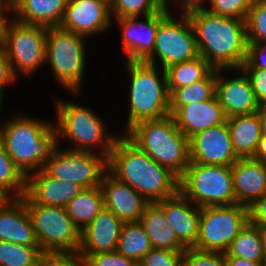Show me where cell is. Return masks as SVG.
<instances>
[{"label":"cell","mask_w":266,"mask_h":266,"mask_svg":"<svg viewBox=\"0 0 266 266\" xmlns=\"http://www.w3.org/2000/svg\"><path fill=\"white\" fill-rule=\"evenodd\" d=\"M107 169L149 203L173 197L179 192V177L154 161L124 134L114 143L107 160Z\"/></svg>","instance_id":"cell-1"},{"label":"cell","mask_w":266,"mask_h":266,"mask_svg":"<svg viewBox=\"0 0 266 266\" xmlns=\"http://www.w3.org/2000/svg\"><path fill=\"white\" fill-rule=\"evenodd\" d=\"M84 260L86 266H135L137 264L117 251L89 254Z\"/></svg>","instance_id":"cell-41"},{"label":"cell","mask_w":266,"mask_h":266,"mask_svg":"<svg viewBox=\"0 0 266 266\" xmlns=\"http://www.w3.org/2000/svg\"><path fill=\"white\" fill-rule=\"evenodd\" d=\"M104 208L100 186L87 188L76 195L65 207L73 223L82 231Z\"/></svg>","instance_id":"cell-28"},{"label":"cell","mask_w":266,"mask_h":266,"mask_svg":"<svg viewBox=\"0 0 266 266\" xmlns=\"http://www.w3.org/2000/svg\"><path fill=\"white\" fill-rule=\"evenodd\" d=\"M36 266H86L78 252H41Z\"/></svg>","instance_id":"cell-40"},{"label":"cell","mask_w":266,"mask_h":266,"mask_svg":"<svg viewBox=\"0 0 266 266\" xmlns=\"http://www.w3.org/2000/svg\"><path fill=\"white\" fill-rule=\"evenodd\" d=\"M124 135L178 177L190 164L189 138L178 129L171 114L160 119L140 121Z\"/></svg>","instance_id":"cell-7"},{"label":"cell","mask_w":266,"mask_h":266,"mask_svg":"<svg viewBox=\"0 0 266 266\" xmlns=\"http://www.w3.org/2000/svg\"><path fill=\"white\" fill-rule=\"evenodd\" d=\"M6 97L7 96H5L4 94H2V93H0V119L1 118H4L3 117V113L2 112H4L5 110H3L4 109V107H7L8 105L7 104H5L7 101H5V100H8V98L6 99ZM4 105H6V106H4ZM4 122V120L3 119H1L0 120V125L2 124Z\"/></svg>","instance_id":"cell-53"},{"label":"cell","mask_w":266,"mask_h":266,"mask_svg":"<svg viewBox=\"0 0 266 266\" xmlns=\"http://www.w3.org/2000/svg\"><path fill=\"white\" fill-rule=\"evenodd\" d=\"M43 170L54 179L75 182L87 189L100 186L108 169L104 156L73 151L58 145Z\"/></svg>","instance_id":"cell-13"},{"label":"cell","mask_w":266,"mask_h":266,"mask_svg":"<svg viewBox=\"0 0 266 266\" xmlns=\"http://www.w3.org/2000/svg\"><path fill=\"white\" fill-rule=\"evenodd\" d=\"M215 84L216 69H213L203 80L175 89L170 94V109L210 100L215 96Z\"/></svg>","instance_id":"cell-32"},{"label":"cell","mask_w":266,"mask_h":266,"mask_svg":"<svg viewBox=\"0 0 266 266\" xmlns=\"http://www.w3.org/2000/svg\"><path fill=\"white\" fill-rule=\"evenodd\" d=\"M199 56L193 25L187 14L158 12V28L153 52L144 62L165 69Z\"/></svg>","instance_id":"cell-9"},{"label":"cell","mask_w":266,"mask_h":266,"mask_svg":"<svg viewBox=\"0 0 266 266\" xmlns=\"http://www.w3.org/2000/svg\"><path fill=\"white\" fill-rule=\"evenodd\" d=\"M106 1L108 4H111L113 2V0H104Z\"/></svg>","instance_id":"cell-54"},{"label":"cell","mask_w":266,"mask_h":266,"mask_svg":"<svg viewBox=\"0 0 266 266\" xmlns=\"http://www.w3.org/2000/svg\"><path fill=\"white\" fill-rule=\"evenodd\" d=\"M143 17V18H142ZM142 18V20H141ZM117 24L124 61H144L155 47L158 12L145 16H127L112 19Z\"/></svg>","instance_id":"cell-16"},{"label":"cell","mask_w":266,"mask_h":266,"mask_svg":"<svg viewBox=\"0 0 266 266\" xmlns=\"http://www.w3.org/2000/svg\"><path fill=\"white\" fill-rule=\"evenodd\" d=\"M83 190L81 185L54 179L41 169L27 176L25 193L36 204L65 208Z\"/></svg>","instance_id":"cell-23"},{"label":"cell","mask_w":266,"mask_h":266,"mask_svg":"<svg viewBox=\"0 0 266 266\" xmlns=\"http://www.w3.org/2000/svg\"><path fill=\"white\" fill-rule=\"evenodd\" d=\"M152 249L149 238L140 222H124L116 251L139 263Z\"/></svg>","instance_id":"cell-31"},{"label":"cell","mask_w":266,"mask_h":266,"mask_svg":"<svg viewBox=\"0 0 266 266\" xmlns=\"http://www.w3.org/2000/svg\"><path fill=\"white\" fill-rule=\"evenodd\" d=\"M68 0H13L12 17L22 23L44 27L59 26Z\"/></svg>","instance_id":"cell-25"},{"label":"cell","mask_w":266,"mask_h":266,"mask_svg":"<svg viewBox=\"0 0 266 266\" xmlns=\"http://www.w3.org/2000/svg\"><path fill=\"white\" fill-rule=\"evenodd\" d=\"M150 244L154 249L185 251L186 248L178 241L175 231L166 220L163 209L156 203H149L139 219Z\"/></svg>","instance_id":"cell-26"},{"label":"cell","mask_w":266,"mask_h":266,"mask_svg":"<svg viewBox=\"0 0 266 266\" xmlns=\"http://www.w3.org/2000/svg\"><path fill=\"white\" fill-rule=\"evenodd\" d=\"M231 170L236 204L249 208L266 194V164L252 157L239 158Z\"/></svg>","instance_id":"cell-21"},{"label":"cell","mask_w":266,"mask_h":266,"mask_svg":"<svg viewBox=\"0 0 266 266\" xmlns=\"http://www.w3.org/2000/svg\"><path fill=\"white\" fill-rule=\"evenodd\" d=\"M22 198L42 252H78L81 231L64 207L36 204L26 193Z\"/></svg>","instance_id":"cell-11"},{"label":"cell","mask_w":266,"mask_h":266,"mask_svg":"<svg viewBox=\"0 0 266 266\" xmlns=\"http://www.w3.org/2000/svg\"><path fill=\"white\" fill-rule=\"evenodd\" d=\"M125 78L128 79L127 111L121 124L124 134L134 124L143 120L160 119L170 115V94L163 68L144 61H124ZM125 122V123H124Z\"/></svg>","instance_id":"cell-5"},{"label":"cell","mask_w":266,"mask_h":266,"mask_svg":"<svg viewBox=\"0 0 266 266\" xmlns=\"http://www.w3.org/2000/svg\"><path fill=\"white\" fill-rule=\"evenodd\" d=\"M215 96L227 118L251 114L259 108L250 80L241 68L216 70Z\"/></svg>","instance_id":"cell-15"},{"label":"cell","mask_w":266,"mask_h":266,"mask_svg":"<svg viewBox=\"0 0 266 266\" xmlns=\"http://www.w3.org/2000/svg\"><path fill=\"white\" fill-rule=\"evenodd\" d=\"M17 112L15 115L11 112V116H6L7 119L0 125V142L8 156L27 177L43 169L57 148V129L53 119L20 110Z\"/></svg>","instance_id":"cell-2"},{"label":"cell","mask_w":266,"mask_h":266,"mask_svg":"<svg viewBox=\"0 0 266 266\" xmlns=\"http://www.w3.org/2000/svg\"><path fill=\"white\" fill-rule=\"evenodd\" d=\"M253 0H210L206 10L214 15L246 20Z\"/></svg>","instance_id":"cell-37"},{"label":"cell","mask_w":266,"mask_h":266,"mask_svg":"<svg viewBox=\"0 0 266 266\" xmlns=\"http://www.w3.org/2000/svg\"><path fill=\"white\" fill-rule=\"evenodd\" d=\"M226 266H266L265 263L254 262L238 257H225Z\"/></svg>","instance_id":"cell-48"},{"label":"cell","mask_w":266,"mask_h":266,"mask_svg":"<svg viewBox=\"0 0 266 266\" xmlns=\"http://www.w3.org/2000/svg\"><path fill=\"white\" fill-rule=\"evenodd\" d=\"M257 114L259 115L260 118L262 132L266 133V104L259 106Z\"/></svg>","instance_id":"cell-51"},{"label":"cell","mask_w":266,"mask_h":266,"mask_svg":"<svg viewBox=\"0 0 266 266\" xmlns=\"http://www.w3.org/2000/svg\"><path fill=\"white\" fill-rule=\"evenodd\" d=\"M178 129L190 138L195 133L227 122V116L216 96L210 100L170 109Z\"/></svg>","instance_id":"cell-22"},{"label":"cell","mask_w":266,"mask_h":266,"mask_svg":"<svg viewBox=\"0 0 266 266\" xmlns=\"http://www.w3.org/2000/svg\"><path fill=\"white\" fill-rule=\"evenodd\" d=\"M231 141L240 158H250L256 153L262 127L257 112L227 118Z\"/></svg>","instance_id":"cell-27"},{"label":"cell","mask_w":266,"mask_h":266,"mask_svg":"<svg viewBox=\"0 0 266 266\" xmlns=\"http://www.w3.org/2000/svg\"><path fill=\"white\" fill-rule=\"evenodd\" d=\"M260 233L261 241L263 244L264 256H265V265H266V224H255Z\"/></svg>","instance_id":"cell-52"},{"label":"cell","mask_w":266,"mask_h":266,"mask_svg":"<svg viewBox=\"0 0 266 266\" xmlns=\"http://www.w3.org/2000/svg\"><path fill=\"white\" fill-rule=\"evenodd\" d=\"M165 7V0H113L110 13L112 19L145 16L160 12Z\"/></svg>","instance_id":"cell-35"},{"label":"cell","mask_w":266,"mask_h":266,"mask_svg":"<svg viewBox=\"0 0 266 266\" xmlns=\"http://www.w3.org/2000/svg\"><path fill=\"white\" fill-rule=\"evenodd\" d=\"M123 223L104 207L81 231L79 255L84 259L89 254L116 251Z\"/></svg>","instance_id":"cell-19"},{"label":"cell","mask_w":266,"mask_h":266,"mask_svg":"<svg viewBox=\"0 0 266 266\" xmlns=\"http://www.w3.org/2000/svg\"><path fill=\"white\" fill-rule=\"evenodd\" d=\"M104 207L123 222H139L149 202L128 184L117 179L108 170L101 184Z\"/></svg>","instance_id":"cell-18"},{"label":"cell","mask_w":266,"mask_h":266,"mask_svg":"<svg viewBox=\"0 0 266 266\" xmlns=\"http://www.w3.org/2000/svg\"><path fill=\"white\" fill-rule=\"evenodd\" d=\"M240 68H259L266 70V45L248 43L246 61Z\"/></svg>","instance_id":"cell-44"},{"label":"cell","mask_w":266,"mask_h":266,"mask_svg":"<svg viewBox=\"0 0 266 266\" xmlns=\"http://www.w3.org/2000/svg\"><path fill=\"white\" fill-rule=\"evenodd\" d=\"M4 30H0V41H1V35L3 33Z\"/></svg>","instance_id":"cell-55"},{"label":"cell","mask_w":266,"mask_h":266,"mask_svg":"<svg viewBox=\"0 0 266 266\" xmlns=\"http://www.w3.org/2000/svg\"><path fill=\"white\" fill-rule=\"evenodd\" d=\"M190 162L204 165L232 166L236 154L227 122L199 131L189 138Z\"/></svg>","instance_id":"cell-17"},{"label":"cell","mask_w":266,"mask_h":266,"mask_svg":"<svg viewBox=\"0 0 266 266\" xmlns=\"http://www.w3.org/2000/svg\"><path fill=\"white\" fill-rule=\"evenodd\" d=\"M19 79L14 75L11 64L8 57L4 51V48L0 45V93L8 94L6 91L11 89L10 87L14 86L19 82ZM6 92V93H5Z\"/></svg>","instance_id":"cell-43"},{"label":"cell","mask_w":266,"mask_h":266,"mask_svg":"<svg viewBox=\"0 0 266 266\" xmlns=\"http://www.w3.org/2000/svg\"><path fill=\"white\" fill-rule=\"evenodd\" d=\"M183 266H226L225 253L186 248Z\"/></svg>","instance_id":"cell-38"},{"label":"cell","mask_w":266,"mask_h":266,"mask_svg":"<svg viewBox=\"0 0 266 266\" xmlns=\"http://www.w3.org/2000/svg\"><path fill=\"white\" fill-rule=\"evenodd\" d=\"M249 218L253 224H266V194L249 207Z\"/></svg>","instance_id":"cell-46"},{"label":"cell","mask_w":266,"mask_h":266,"mask_svg":"<svg viewBox=\"0 0 266 266\" xmlns=\"http://www.w3.org/2000/svg\"><path fill=\"white\" fill-rule=\"evenodd\" d=\"M209 3H210V0H165L166 7L171 12L179 13V14H188L195 10L206 9ZM176 5L179 7H177ZM175 7L177 8L176 10L174 9Z\"/></svg>","instance_id":"cell-45"},{"label":"cell","mask_w":266,"mask_h":266,"mask_svg":"<svg viewBox=\"0 0 266 266\" xmlns=\"http://www.w3.org/2000/svg\"><path fill=\"white\" fill-rule=\"evenodd\" d=\"M194 28L198 53L216 70L238 69L246 61V21L214 15L206 9L187 14Z\"/></svg>","instance_id":"cell-4"},{"label":"cell","mask_w":266,"mask_h":266,"mask_svg":"<svg viewBox=\"0 0 266 266\" xmlns=\"http://www.w3.org/2000/svg\"><path fill=\"white\" fill-rule=\"evenodd\" d=\"M245 21L248 43L266 45V0H253Z\"/></svg>","instance_id":"cell-36"},{"label":"cell","mask_w":266,"mask_h":266,"mask_svg":"<svg viewBox=\"0 0 266 266\" xmlns=\"http://www.w3.org/2000/svg\"><path fill=\"white\" fill-rule=\"evenodd\" d=\"M250 80L259 106L266 104V70L259 68H241Z\"/></svg>","instance_id":"cell-42"},{"label":"cell","mask_w":266,"mask_h":266,"mask_svg":"<svg viewBox=\"0 0 266 266\" xmlns=\"http://www.w3.org/2000/svg\"><path fill=\"white\" fill-rule=\"evenodd\" d=\"M0 241L39 247L32 220L22 197L0 210Z\"/></svg>","instance_id":"cell-24"},{"label":"cell","mask_w":266,"mask_h":266,"mask_svg":"<svg viewBox=\"0 0 266 266\" xmlns=\"http://www.w3.org/2000/svg\"><path fill=\"white\" fill-rule=\"evenodd\" d=\"M249 221V208L239 204L201 207L198 237L193 248L225 253Z\"/></svg>","instance_id":"cell-12"},{"label":"cell","mask_w":266,"mask_h":266,"mask_svg":"<svg viewBox=\"0 0 266 266\" xmlns=\"http://www.w3.org/2000/svg\"><path fill=\"white\" fill-rule=\"evenodd\" d=\"M179 192L200 208L236 204L231 166L190 162L179 177Z\"/></svg>","instance_id":"cell-10"},{"label":"cell","mask_w":266,"mask_h":266,"mask_svg":"<svg viewBox=\"0 0 266 266\" xmlns=\"http://www.w3.org/2000/svg\"><path fill=\"white\" fill-rule=\"evenodd\" d=\"M213 68L200 55L192 60L170 65L164 69L169 94L175 89L203 80Z\"/></svg>","instance_id":"cell-29"},{"label":"cell","mask_w":266,"mask_h":266,"mask_svg":"<svg viewBox=\"0 0 266 266\" xmlns=\"http://www.w3.org/2000/svg\"><path fill=\"white\" fill-rule=\"evenodd\" d=\"M89 39L59 26L47 27L45 67L55 86L76 99L82 95L88 67ZM69 93V94H68Z\"/></svg>","instance_id":"cell-6"},{"label":"cell","mask_w":266,"mask_h":266,"mask_svg":"<svg viewBox=\"0 0 266 266\" xmlns=\"http://www.w3.org/2000/svg\"><path fill=\"white\" fill-rule=\"evenodd\" d=\"M11 16V2L8 0H0V30H4L5 25Z\"/></svg>","instance_id":"cell-47"},{"label":"cell","mask_w":266,"mask_h":266,"mask_svg":"<svg viewBox=\"0 0 266 266\" xmlns=\"http://www.w3.org/2000/svg\"><path fill=\"white\" fill-rule=\"evenodd\" d=\"M156 203L163 209L178 241L185 248H193L198 237L201 208L180 192Z\"/></svg>","instance_id":"cell-20"},{"label":"cell","mask_w":266,"mask_h":266,"mask_svg":"<svg viewBox=\"0 0 266 266\" xmlns=\"http://www.w3.org/2000/svg\"><path fill=\"white\" fill-rule=\"evenodd\" d=\"M225 257H238L265 263L263 244L258 227L249 221L233 239L225 252Z\"/></svg>","instance_id":"cell-30"},{"label":"cell","mask_w":266,"mask_h":266,"mask_svg":"<svg viewBox=\"0 0 266 266\" xmlns=\"http://www.w3.org/2000/svg\"><path fill=\"white\" fill-rule=\"evenodd\" d=\"M46 37L47 27L8 19L0 45L18 79H30L45 67Z\"/></svg>","instance_id":"cell-8"},{"label":"cell","mask_w":266,"mask_h":266,"mask_svg":"<svg viewBox=\"0 0 266 266\" xmlns=\"http://www.w3.org/2000/svg\"><path fill=\"white\" fill-rule=\"evenodd\" d=\"M252 158L266 164V133L260 137L256 153Z\"/></svg>","instance_id":"cell-49"},{"label":"cell","mask_w":266,"mask_h":266,"mask_svg":"<svg viewBox=\"0 0 266 266\" xmlns=\"http://www.w3.org/2000/svg\"><path fill=\"white\" fill-rule=\"evenodd\" d=\"M14 199L7 190L0 187V210L4 209Z\"/></svg>","instance_id":"cell-50"},{"label":"cell","mask_w":266,"mask_h":266,"mask_svg":"<svg viewBox=\"0 0 266 266\" xmlns=\"http://www.w3.org/2000/svg\"><path fill=\"white\" fill-rule=\"evenodd\" d=\"M27 177L15 165L0 142V187L14 198L22 197L26 192Z\"/></svg>","instance_id":"cell-33"},{"label":"cell","mask_w":266,"mask_h":266,"mask_svg":"<svg viewBox=\"0 0 266 266\" xmlns=\"http://www.w3.org/2000/svg\"><path fill=\"white\" fill-rule=\"evenodd\" d=\"M183 252L152 248L139 262L140 266H183Z\"/></svg>","instance_id":"cell-39"},{"label":"cell","mask_w":266,"mask_h":266,"mask_svg":"<svg viewBox=\"0 0 266 266\" xmlns=\"http://www.w3.org/2000/svg\"><path fill=\"white\" fill-rule=\"evenodd\" d=\"M58 96L52 98L58 145L73 151L96 153L108 160L121 131L117 128L111 131L106 118H101L103 116L90 105Z\"/></svg>","instance_id":"cell-3"},{"label":"cell","mask_w":266,"mask_h":266,"mask_svg":"<svg viewBox=\"0 0 266 266\" xmlns=\"http://www.w3.org/2000/svg\"><path fill=\"white\" fill-rule=\"evenodd\" d=\"M40 247L0 241V266H36Z\"/></svg>","instance_id":"cell-34"},{"label":"cell","mask_w":266,"mask_h":266,"mask_svg":"<svg viewBox=\"0 0 266 266\" xmlns=\"http://www.w3.org/2000/svg\"><path fill=\"white\" fill-rule=\"evenodd\" d=\"M110 4L104 0H68L59 27L89 39L112 28Z\"/></svg>","instance_id":"cell-14"}]
</instances>
